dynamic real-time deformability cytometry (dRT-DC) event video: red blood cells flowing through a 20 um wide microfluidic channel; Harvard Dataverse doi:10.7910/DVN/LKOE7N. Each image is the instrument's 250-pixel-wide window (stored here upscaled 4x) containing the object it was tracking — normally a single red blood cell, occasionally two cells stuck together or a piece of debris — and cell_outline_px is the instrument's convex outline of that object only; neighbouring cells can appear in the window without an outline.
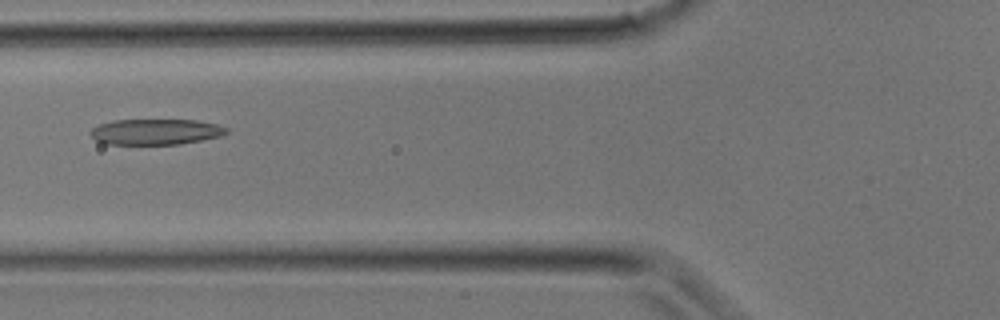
{"species": "common noctule bat (a hibernating species)", "species_latin": "Nyctalus noctula", "temperature_condition": "room temperature", "stored_images_in_passage": 8, "camera_frame_rate_fps": 3000, "um_per_image_px": 0.085, "animal": {"sex": "male", "body_mass_g": 17.9}, "frame": {"image": 1, "passage_image": 3, "time_ms": 0.667, "image_size_px": [1000, 320], "cell_outline_px": [[228, 132], [220, 136], [180, 144], [108, 144], [96, 140], [88, 132], [92, 128], [100, 124], [116, 120], [196, 120], [216, 124], [228, 128]], "centroid_in_image_um": [13.23, 11.2], "position_along_channel_um": 112.6, "area_um2": 20.23}}
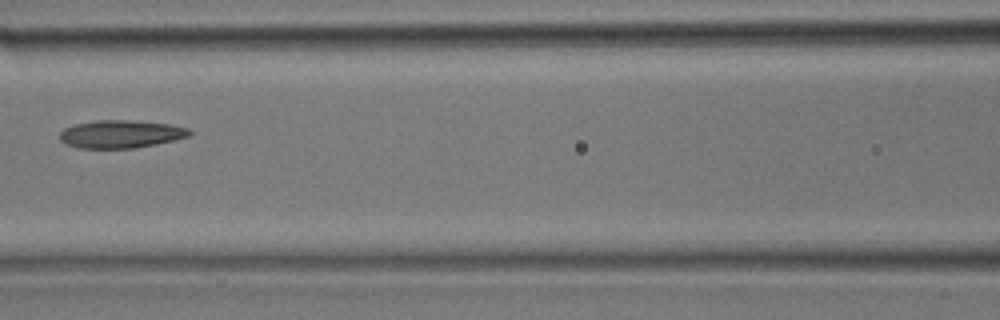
{"frame": {"image": 2, "passage_image": 5, "time_ms": 1.333, "image_size_px": [1000, 320], "cell_outline_px": [[192, 132], [188, 136], [156, 144], [132, 148], [80, 148], [64, 144], [60, 140], [60, 132], [64, 128], [76, 124], [96, 120], [124, 120], [172, 124], [188, 128]], "centroid_in_image_um": [10.24, 11.39], "position_along_channel_um": 156.4, "area_um2": 20.92}}
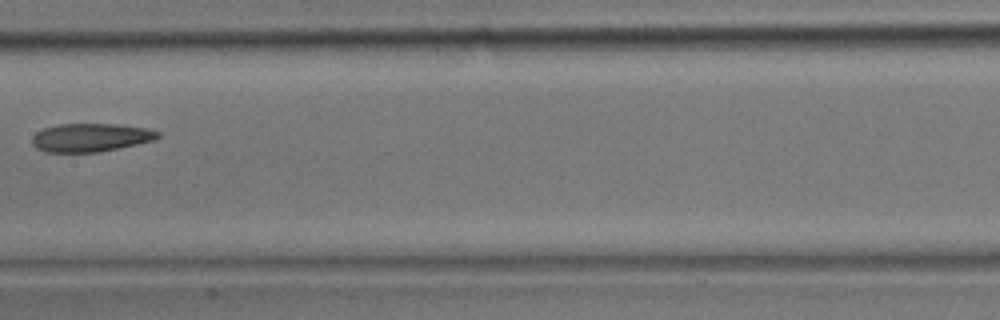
{"frame": {"image": 3, "passage_image": 7, "time_ms": 2.0, "image_size_px": [1000, 320], "cell_outline_px": [[160, 136], [152, 140], [136, 144], [96, 152], [44, 152], [36, 148], [32, 144], [32, 136], [36, 132], [44, 128], [60, 124], [116, 124], [144, 128], [160, 132]], "centroid_in_image_um": [7.64, 11.69], "position_along_channel_um": 199.8, "area_um2": 20.52}}